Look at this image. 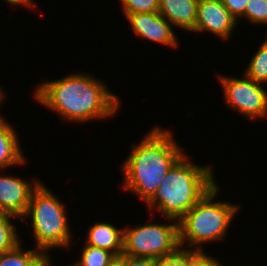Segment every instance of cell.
Segmentation results:
<instances>
[{"label": "cell", "mask_w": 267, "mask_h": 266, "mask_svg": "<svg viewBox=\"0 0 267 266\" xmlns=\"http://www.w3.org/2000/svg\"><path fill=\"white\" fill-rule=\"evenodd\" d=\"M6 2L10 3V5H23L25 7L35 8L36 4L34 0H5Z\"/></svg>", "instance_id": "cell-24"}, {"label": "cell", "mask_w": 267, "mask_h": 266, "mask_svg": "<svg viewBox=\"0 0 267 266\" xmlns=\"http://www.w3.org/2000/svg\"><path fill=\"white\" fill-rule=\"evenodd\" d=\"M5 91L2 89V87L0 86V107L2 106V102L5 99ZM1 114V113H0ZM2 117V115H0V118Z\"/></svg>", "instance_id": "cell-26"}, {"label": "cell", "mask_w": 267, "mask_h": 266, "mask_svg": "<svg viewBox=\"0 0 267 266\" xmlns=\"http://www.w3.org/2000/svg\"><path fill=\"white\" fill-rule=\"evenodd\" d=\"M106 266H123V254L115 256Z\"/></svg>", "instance_id": "cell-25"}, {"label": "cell", "mask_w": 267, "mask_h": 266, "mask_svg": "<svg viewBox=\"0 0 267 266\" xmlns=\"http://www.w3.org/2000/svg\"><path fill=\"white\" fill-rule=\"evenodd\" d=\"M29 182L19 176L0 175V213L12 214L20 219L26 214L33 190L39 180Z\"/></svg>", "instance_id": "cell-9"}, {"label": "cell", "mask_w": 267, "mask_h": 266, "mask_svg": "<svg viewBox=\"0 0 267 266\" xmlns=\"http://www.w3.org/2000/svg\"><path fill=\"white\" fill-rule=\"evenodd\" d=\"M80 259L72 266H106L115 256L104 249L83 245Z\"/></svg>", "instance_id": "cell-17"}, {"label": "cell", "mask_w": 267, "mask_h": 266, "mask_svg": "<svg viewBox=\"0 0 267 266\" xmlns=\"http://www.w3.org/2000/svg\"><path fill=\"white\" fill-rule=\"evenodd\" d=\"M237 19L221 0H198L195 28L192 32L208 31L225 42L237 28Z\"/></svg>", "instance_id": "cell-8"}, {"label": "cell", "mask_w": 267, "mask_h": 266, "mask_svg": "<svg viewBox=\"0 0 267 266\" xmlns=\"http://www.w3.org/2000/svg\"><path fill=\"white\" fill-rule=\"evenodd\" d=\"M164 219L167 223L156 222L138 224L132 228L125 227L122 254L158 259L174 253L180 247L178 221Z\"/></svg>", "instance_id": "cell-6"}, {"label": "cell", "mask_w": 267, "mask_h": 266, "mask_svg": "<svg viewBox=\"0 0 267 266\" xmlns=\"http://www.w3.org/2000/svg\"><path fill=\"white\" fill-rule=\"evenodd\" d=\"M131 146L121 168L123 189L135 193L146 203L185 152L175 141L172 130L161 127L152 128L140 142Z\"/></svg>", "instance_id": "cell-2"}, {"label": "cell", "mask_w": 267, "mask_h": 266, "mask_svg": "<svg viewBox=\"0 0 267 266\" xmlns=\"http://www.w3.org/2000/svg\"><path fill=\"white\" fill-rule=\"evenodd\" d=\"M219 189L217 183L178 221L181 248L204 250L203 244L225 238L239 206L215 201Z\"/></svg>", "instance_id": "cell-4"}, {"label": "cell", "mask_w": 267, "mask_h": 266, "mask_svg": "<svg viewBox=\"0 0 267 266\" xmlns=\"http://www.w3.org/2000/svg\"><path fill=\"white\" fill-rule=\"evenodd\" d=\"M226 105L245 118L255 120L267 117V89L245 74L242 78L218 74Z\"/></svg>", "instance_id": "cell-7"}, {"label": "cell", "mask_w": 267, "mask_h": 266, "mask_svg": "<svg viewBox=\"0 0 267 266\" xmlns=\"http://www.w3.org/2000/svg\"><path fill=\"white\" fill-rule=\"evenodd\" d=\"M40 266H46V260Z\"/></svg>", "instance_id": "cell-28"}, {"label": "cell", "mask_w": 267, "mask_h": 266, "mask_svg": "<svg viewBox=\"0 0 267 266\" xmlns=\"http://www.w3.org/2000/svg\"><path fill=\"white\" fill-rule=\"evenodd\" d=\"M223 5L237 19L240 18L246 9L248 0H221Z\"/></svg>", "instance_id": "cell-22"}, {"label": "cell", "mask_w": 267, "mask_h": 266, "mask_svg": "<svg viewBox=\"0 0 267 266\" xmlns=\"http://www.w3.org/2000/svg\"><path fill=\"white\" fill-rule=\"evenodd\" d=\"M87 233L84 244L107 250L114 256L122 255L124 229L102 221L90 226Z\"/></svg>", "instance_id": "cell-12"}, {"label": "cell", "mask_w": 267, "mask_h": 266, "mask_svg": "<svg viewBox=\"0 0 267 266\" xmlns=\"http://www.w3.org/2000/svg\"><path fill=\"white\" fill-rule=\"evenodd\" d=\"M123 266H155V259L123 255Z\"/></svg>", "instance_id": "cell-23"}, {"label": "cell", "mask_w": 267, "mask_h": 266, "mask_svg": "<svg viewBox=\"0 0 267 266\" xmlns=\"http://www.w3.org/2000/svg\"><path fill=\"white\" fill-rule=\"evenodd\" d=\"M185 266H222V263L203 250L185 249Z\"/></svg>", "instance_id": "cell-20"}, {"label": "cell", "mask_w": 267, "mask_h": 266, "mask_svg": "<svg viewBox=\"0 0 267 266\" xmlns=\"http://www.w3.org/2000/svg\"><path fill=\"white\" fill-rule=\"evenodd\" d=\"M138 37L176 48L179 41L173 26L159 12L124 14Z\"/></svg>", "instance_id": "cell-10"}, {"label": "cell", "mask_w": 267, "mask_h": 266, "mask_svg": "<svg viewBox=\"0 0 267 266\" xmlns=\"http://www.w3.org/2000/svg\"><path fill=\"white\" fill-rule=\"evenodd\" d=\"M11 218L20 219L12 214L0 213V254L11 251L20 244L17 229Z\"/></svg>", "instance_id": "cell-16"}, {"label": "cell", "mask_w": 267, "mask_h": 266, "mask_svg": "<svg viewBox=\"0 0 267 266\" xmlns=\"http://www.w3.org/2000/svg\"><path fill=\"white\" fill-rule=\"evenodd\" d=\"M14 126L3 116L0 118V170L21 166L26 163L25 154L20 147V140Z\"/></svg>", "instance_id": "cell-13"}, {"label": "cell", "mask_w": 267, "mask_h": 266, "mask_svg": "<svg viewBox=\"0 0 267 266\" xmlns=\"http://www.w3.org/2000/svg\"><path fill=\"white\" fill-rule=\"evenodd\" d=\"M18 244L13 250L0 254V266H40L48 257L39 249L22 250Z\"/></svg>", "instance_id": "cell-14"}, {"label": "cell", "mask_w": 267, "mask_h": 266, "mask_svg": "<svg viewBox=\"0 0 267 266\" xmlns=\"http://www.w3.org/2000/svg\"><path fill=\"white\" fill-rule=\"evenodd\" d=\"M39 84L34 100L66 121L84 123L110 118L121 104L120 98L108 90L102 80L86 72L70 73Z\"/></svg>", "instance_id": "cell-1"}, {"label": "cell", "mask_w": 267, "mask_h": 266, "mask_svg": "<svg viewBox=\"0 0 267 266\" xmlns=\"http://www.w3.org/2000/svg\"><path fill=\"white\" fill-rule=\"evenodd\" d=\"M240 18L251 24L267 25V0H248L245 13Z\"/></svg>", "instance_id": "cell-18"}, {"label": "cell", "mask_w": 267, "mask_h": 266, "mask_svg": "<svg viewBox=\"0 0 267 266\" xmlns=\"http://www.w3.org/2000/svg\"><path fill=\"white\" fill-rule=\"evenodd\" d=\"M244 74L255 82L267 84V38L252 56Z\"/></svg>", "instance_id": "cell-15"}, {"label": "cell", "mask_w": 267, "mask_h": 266, "mask_svg": "<svg viewBox=\"0 0 267 266\" xmlns=\"http://www.w3.org/2000/svg\"><path fill=\"white\" fill-rule=\"evenodd\" d=\"M124 14L159 12V0H118Z\"/></svg>", "instance_id": "cell-19"}, {"label": "cell", "mask_w": 267, "mask_h": 266, "mask_svg": "<svg viewBox=\"0 0 267 266\" xmlns=\"http://www.w3.org/2000/svg\"><path fill=\"white\" fill-rule=\"evenodd\" d=\"M198 0H159V13L172 26L193 31L196 24Z\"/></svg>", "instance_id": "cell-11"}, {"label": "cell", "mask_w": 267, "mask_h": 266, "mask_svg": "<svg viewBox=\"0 0 267 266\" xmlns=\"http://www.w3.org/2000/svg\"><path fill=\"white\" fill-rule=\"evenodd\" d=\"M155 266H185V249L179 247L174 253L155 259Z\"/></svg>", "instance_id": "cell-21"}, {"label": "cell", "mask_w": 267, "mask_h": 266, "mask_svg": "<svg viewBox=\"0 0 267 266\" xmlns=\"http://www.w3.org/2000/svg\"><path fill=\"white\" fill-rule=\"evenodd\" d=\"M66 208L43 183L33 190L28 209L21 221L30 217L35 248L49 257L50 249H69L72 233Z\"/></svg>", "instance_id": "cell-5"}, {"label": "cell", "mask_w": 267, "mask_h": 266, "mask_svg": "<svg viewBox=\"0 0 267 266\" xmlns=\"http://www.w3.org/2000/svg\"><path fill=\"white\" fill-rule=\"evenodd\" d=\"M210 165L191 162L186 153L170 168L154 195L145 203L164 218L179 221L213 186Z\"/></svg>", "instance_id": "cell-3"}, {"label": "cell", "mask_w": 267, "mask_h": 266, "mask_svg": "<svg viewBox=\"0 0 267 266\" xmlns=\"http://www.w3.org/2000/svg\"><path fill=\"white\" fill-rule=\"evenodd\" d=\"M50 259H51L50 257H48L46 259V266H53V265L50 264V261H51ZM71 266H72V264H71Z\"/></svg>", "instance_id": "cell-27"}]
</instances>
